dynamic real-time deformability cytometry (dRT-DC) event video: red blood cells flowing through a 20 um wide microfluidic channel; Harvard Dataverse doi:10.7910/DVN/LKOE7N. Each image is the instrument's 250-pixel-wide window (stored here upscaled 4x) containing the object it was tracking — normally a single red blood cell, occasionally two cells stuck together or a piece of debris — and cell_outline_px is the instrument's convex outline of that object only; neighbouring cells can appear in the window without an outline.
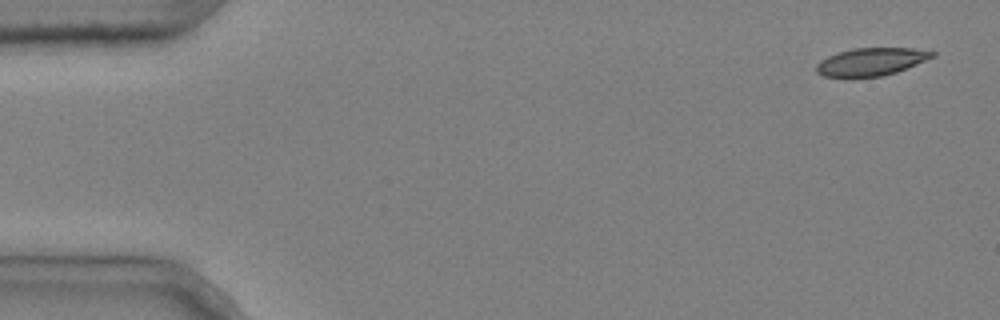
{"species": "common noctule bat (a hibernating species)", "species_latin": "Nyctalus noctula", "temperature_condition": "cold", "stored_images_in_passage": 5, "camera_frame_rate_fps": 3000, "um_per_image_px": 0.085, "animal": {"sex": "male", "body_mass_g": 20.4}, "frame": {"image": 1, "passage_image": 1, "time_ms": 0.0, "image_size_px": [1000, 320], "cell_outline_px": [[936, 56], [896, 72], [880, 76], [844, 80], [824, 76], [816, 72], [816, 64], [820, 60], [828, 56], [852, 48], [912, 48], [936, 52]], "centroid_in_image_um": [73.98, 5.29], "position_along_channel_um": 11.0, "area_um2": 19.25}}
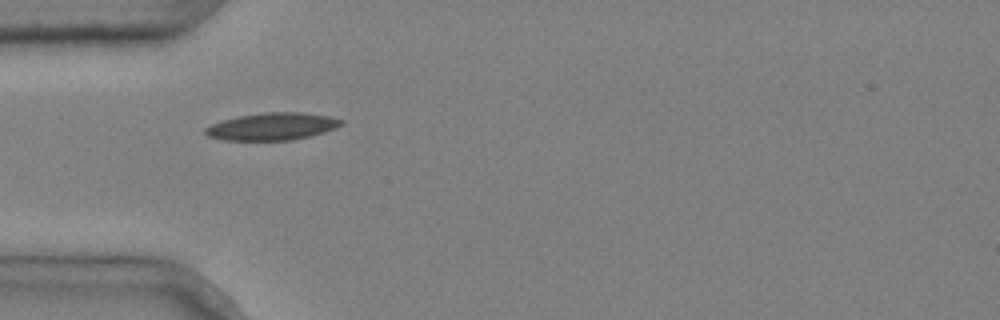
{"frame": {"image": 2, "passage_image": 5, "time_ms": 1.333, "image_size_px": [1000, 320], "cell_outline_px": [[344, 124], [336, 128], [324, 132], [292, 140], [224, 140], [208, 136], [204, 132], [204, 128], [212, 124], [236, 116], [264, 112], [300, 112], [328, 116], [344, 120]], "centroid_in_image_um": [23.14, 10.74], "position_along_channel_um": 61.9, "area_um2": 21.62}}